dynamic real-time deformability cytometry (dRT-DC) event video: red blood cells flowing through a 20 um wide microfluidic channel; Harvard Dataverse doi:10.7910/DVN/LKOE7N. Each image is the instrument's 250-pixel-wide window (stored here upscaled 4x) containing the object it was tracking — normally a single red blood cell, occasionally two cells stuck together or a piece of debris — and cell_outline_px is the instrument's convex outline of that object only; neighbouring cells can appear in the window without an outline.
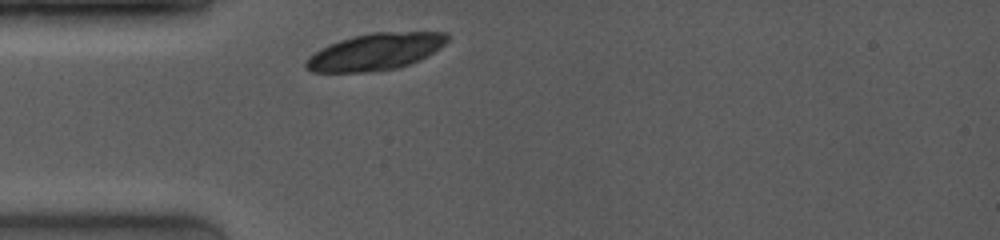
{"species": "common noctule bat (a hibernating species)", "species_latin": "Nyctalus noctula", "temperature_condition": "room temperature", "stored_images_in_passage": 2, "camera_frame_rate_fps": 4000, "um_per_image_px": 0.085, "animal": {"sex": "female", "body_mass_g": 19.0, "forearm_length_mm": 53.3}, "frame": {"image": 1, "passage_image": 1, "time_ms": 0.0, "image_size_px": [1000, 240], "cell_outline_px": [[448, 40], [440, 48], [420, 60], [396, 68], [372, 72], [312, 72], [304, 68], [304, 64], [308, 56], [320, 48], [328, 44], [352, 36], [372, 32], [448, 32]], "centroid_in_image_um": [31.87, 4.4], "position_along_channel_um": 53.1, "area_um2": 30.52}}